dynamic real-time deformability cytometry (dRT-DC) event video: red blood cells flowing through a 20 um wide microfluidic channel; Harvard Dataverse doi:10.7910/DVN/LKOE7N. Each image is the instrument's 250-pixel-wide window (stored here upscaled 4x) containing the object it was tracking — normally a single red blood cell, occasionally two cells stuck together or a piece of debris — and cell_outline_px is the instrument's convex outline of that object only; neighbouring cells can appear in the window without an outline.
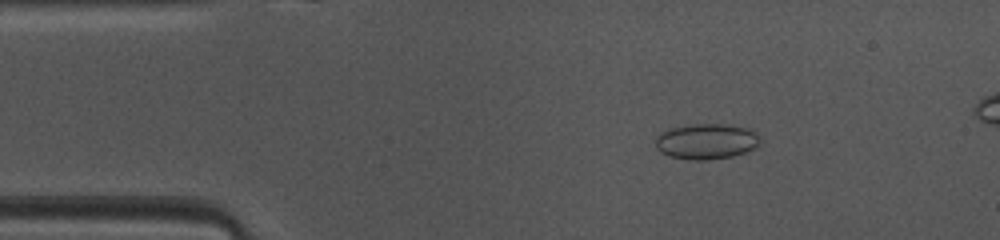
{"species": "common noctule bat (a hibernating species)", "species_latin": "Nyctalus noctula", "temperature_condition": "warm", "stored_images_in_passage": 12, "camera_frame_rate_fps": 3000, "um_per_image_px": 0.085, "animal": {"sex": "female", "body_mass_g": 10.0, "forearm_length_mm": 53.1}, "frame": {"image": 1, "passage_image": 7, "time_ms": 2.0, "image_size_px": [1000, 240], "cell_outline_px": [[760, 140], [752, 148], [744, 152], [732, 156], [708, 160], [692, 160], [668, 156], [660, 152], [656, 148], [656, 136], [668, 128], [692, 124], [728, 124], [748, 128], [756, 132], [760, 136]], "centroid_in_image_um": [60.01, 12.01], "position_along_channel_um": 25.0, "area_um2": 21.73}}